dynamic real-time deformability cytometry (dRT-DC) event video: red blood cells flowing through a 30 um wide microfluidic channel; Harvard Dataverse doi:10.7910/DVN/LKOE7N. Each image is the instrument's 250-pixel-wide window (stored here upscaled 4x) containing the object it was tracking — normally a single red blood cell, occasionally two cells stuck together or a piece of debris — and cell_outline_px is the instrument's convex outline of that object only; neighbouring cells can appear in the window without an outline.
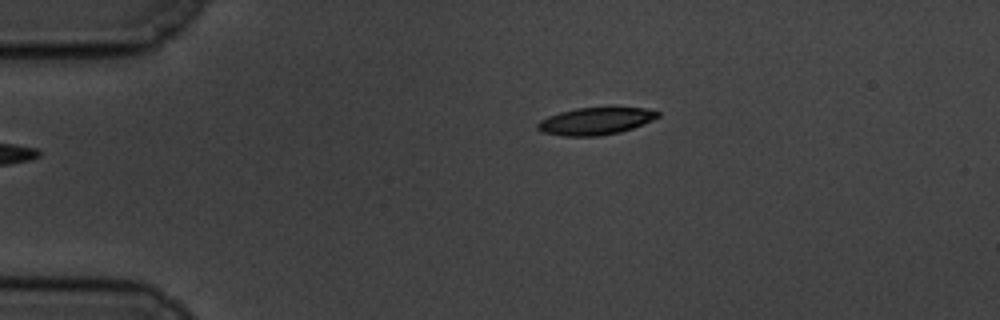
{"species": "common noctule bat (a hibernating species)", "species_latin": "Nyctalus noctula", "temperature_condition": "cold", "stored_images_in_passage": 47, "camera_frame_rate_fps": 3000, "um_per_image_px": 0.085, "animal": {"sex": "male", "body_mass_g": 19.5, "forearm_length_mm": 54.6}, "frame": {"image": 1, "passage_image": 1, "time_ms": 0.0, "image_size_px": [1000, 320], "cell_outline_px": [[660, 116], [652, 120], [632, 128], [620, 132], [600, 136], [564, 136], [544, 132], [536, 128], [536, 124], [540, 120], [548, 116], [560, 112], [576, 108], [644, 108], [660, 112]], "centroid_in_image_um": [50.6, 10.3], "position_along_channel_um": 34.4, "area_um2": 18.9}}
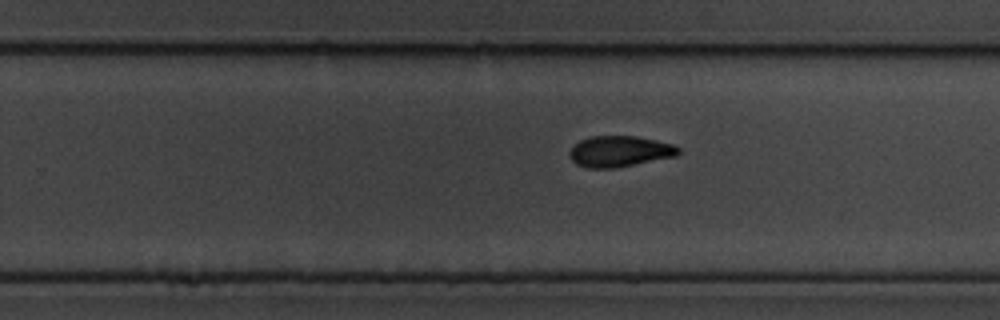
{"frame": {"image": 2, "passage_image": 26, "time_ms": 8.333, "image_size_px": [1000, 320], "cell_outline_px": [[680, 152], [676, 156], [612, 168], [588, 168], [576, 164], [568, 156], [568, 152], [580, 140], [588, 136], [636, 136], [676, 144], [680, 148]], "centroid_in_image_um": [52.67, 12.85], "position_along_channel_um": 277.1, "area_um2": 19.65}}
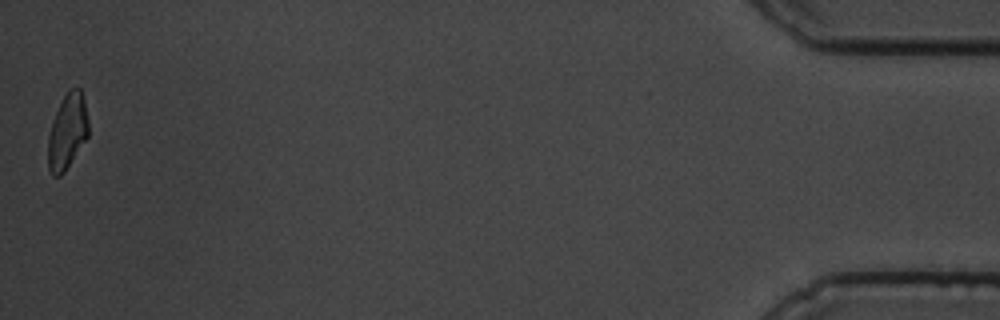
{"frame": {"image": 3, "passage_image": 47, "time_ms": 15.333, "image_size_px": [1000, 320], "cell_outline_px": [[88, 136], [64, 172], [60, 176], [52, 176], [48, 168], [48, 136], [52, 120], [68, 88], [80, 88], [84, 100], [88, 120]], "centroid_in_image_um": [5.71, 11.19], "position_along_channel_um": 429.5, "area_um2": 17.63}, "authors_computed_cell_mechanics": {"area_um2": 19.652, "velocity_mm_per_s": 3.4533, "shape_relaxation_time_tau1_ms": 3.8249, "shape_relaxation_time_tau2_ms": 4.8938, "deformation_change_tau1": 0.1267, "deformation_change_tau2": 0.1151}}